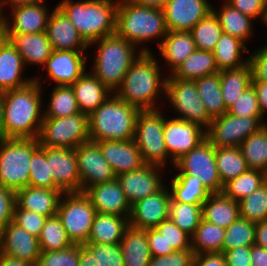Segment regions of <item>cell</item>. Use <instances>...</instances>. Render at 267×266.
<instances>
[{"instance_id": "24", "label": "cell", "mask_w": 267, "mask_h": 266, "mask_svg": "<svg viewBox=\"0 0 267 266\" xmlns=\"http://www.w3.org/2000/svg\"><path fill=\"white\" fill-rule=\"evenodd\" d=\"M102 154L116 176L141 168L145 163L134 140L99 141Z\"/></svg>"}, {"instance_id": "39", "label": "cell", "mask_w": 267, "mask_h": 266, "mask_svg": "<svg viewBox=\"0 0 267 266\" xmlns=\"http://www.w3.org/2000/svg\"><path fill=\"white\" fill-rule=\"evenodd\" d=\"M242 51H248L243 41L222 33L213 50L218 69L239 68L247 64L248 59L245 62H241Z\"/></svg>"}, {"instance_id": "6", "label": "cell", "mask_w": 267, "mask_h": 266, "mask_svg": "<svg viewBox=\"0 0 267 266\" xmlns=\"http://www.w3.org/2000/svg\"><path fill=\"white\" fill-rule=\"evenodd\" d=\"M96 42H98L99 48L97 49L93 75L111 92H117L125 74L135 60L142 53H150L149 48H144L139 51L136 57L134 45L116 34L103 37L91 44Z\"/></svg>"}, {"instance_id": "49", "label": "cell", "mask_w": 267, "mask_h": 266, "mask_svg": "<svg viewBox=\"0 0 267 266\" xmlns=\"http://www.w3.org/2000/svg\"><path fill=\"white\" fill-rule=\"evenodd\" d=\"M29 186L59 189L52 178V174H50L49 162H47V147L39 145L32 152Z\"/></svg>"}, {"instance_id": "14", "label": "cell", "mask_w": 267, "mask_h": 266, "mask_svg": "<svg viewBox=\"0 0 267 266\" xmlns=\"http://www.w3.org/2000/svg\"><path fill=\"white\" fill-rule=\"evenodd\" d=\"M81 179V192L89 187L116 179L112 167L104 158L97 142L87 141L75 148Z\"/></svg>"}, {"instance_id": "5", "label": "cell", "mask_w": 267, "mask_h": 266, "mask_svg": "<svg viewBox=\"0 0 267 266\" xmlns=\"http://www.w3.org/2000/svg\"><path fill=\"white\" fill-rule=\"evenodd\" d=\"M168 33L163 9L142 6L130 0L118 2L115 34L134 46Z\"/></svg>"}, {"instance_id": "32", "label": "cell", "mask_w": 267, "mask_h": 266, "mask_svg": "<svg viewBox=\"0 0 267 266\" xmlns=\"http://www.w3.org/2000/svg\"><path fill=\"white\" fill-rule=\"evenodd\" d=\"M158 46L171 72L197 49L191 31H168Z\"/></svg>"}, {"instance_id": "50", "label": "cell", "mask_w": 267, "mask_h": 266, "mask_svg": "<svg viewBox=\"0 0 267 266\" xmlns=\"http://www.w3.org/2000/svg\"><path fill=\"white\" fill-rule=\"evenodd\" d=\"M255 242V223L239 218L225 229L222 253L241 246H252Z\"/></svg>"}, {"instance_id": "26", "label": "cell", "mask_w": 267, "mask_h": 266, "mask_svg": "<svg viewBox=\"0 0 267 266\" xmlns=\"http://www.w3.org/2000/svg\"><path fill=\"white\" fill-rule=\"evenodd\" d=\"M64 193L60 189L27 186L16 192V204L27 211L48 217L57 215L58 205Z\"/></svg>"}, {"instance_id": "44", "label": "cell", "mask_w": 267, "mask_h": 266, "mask_svg": "<svg viewBox=\"0 0 267 266\" xmlns=\"http://www.w3.org/2000/svg\"><path fill=\"white\" fill-rule=\"evenodd\" d=\"M38 240L41 252L63 250L74 245L57 215L46 219Z\"/></svg>"}, {"instance_id": "67", "label": "cell", "mask_w": 267, "mask_h": 266, "mask_svg": "<svg viewBox=\"0 0 267 266\" xmlns=\"http://www.w3.org/2000/svg\"><path fill=\"white\" fill-rule=\"evenodd\" d=\"M0 266H36V264L0 253Z\"/></svg>"}, {"instance_id": "47", "label": "cell", "mask_w": 267, "mask_h": 266, "mask_svg": "<svg viewBox=\"0 0 267 266\" xmlns=\"http://www.w3.org/2000/svg\"><path fill=\"white\" fill-rule=\"evenodd\" d=\"M80 113L71 85H57L52 91L44 118H59Z\"/></svg>"}, {"instance_id": "15", "label": "cell", "mask_w": 267, "mask_h": 266, "mask_svg": "<svg viewBox=\"0 0 267 266\" xmlns=\"http://www.w3.org/2000/svg\"><path fill=\"white\" fill-rule=\"evenodd\" d=\"M163 138L168 156L172 155L173 164L191 149L196 148L206 139L205 130L196 123L181 119L165 118Z\"/></svg>"}, {"instance_id": "74", "label": "cell", "mask_w": 267, "mask_h": 266, "mask_svg": "<svg viewBox=\"0 0 267 266\" xmlns=\"http://www.w3.org/2000/svg\"><path fill=\"white\" fill-rule=\"evenodd\" d=\"M264 22L267 24V8H266V14H265Z\"/></svg>"}, {"instance_id": "51", "label": "cell", "mask_w": 267, "mask_h": 266, "mask_svg": "<svg viewBox=\"0 0 267 266\" xmlns=\"http://www.w3.org/2000/svg\"><path fill=\"white\" fill-rule=\"evenodd\" d=\"M167 242V255L174 251H183L191 249V240L183 230H181L170 218L162 221L155 228Z\"/></svg>"}, {"instance_id": "48", "label": "cell", "mask_w": 267, "mask_h": 266, "mask_svg": "<svg viewBox=\"0 0 267 266\" xmlns=\"http://www.w3.org/2000/svg\"><path fill=\"white\" fill-rule=\"evenodd\" d=\"M238 204L240 218L253 223L267 220V180Z\"/></svg>"}, {"instance_id": "66", "label": "cell", "mask_w": 267, "mask_h": 266, "mask_svg": "<svg viewBox=\"0 0 267 266\" xmlns=\"http://www.w3.org/2000/svg\"><path fill=\"white\" fill-rule=\"evenodd\" d=\"M254 245L267 249V220L255 223Z\"/></svg>"}, {"instance_id": "17", "label": "cell", "mask_w": 267, "mask_h": 266, "mask_svg": "<svg viewBox=\"0 0 267 266\" xmlns=\"http://www.w3.org/2000/svg\"><path fill=\"white\" fill-rule=\"evenodd\" d=\"M47 162L56 186L63 193L81 192L75 149L47 147Z\"/></svg>"}, {"instance_id": "4", "label": "cell", "mask_w": 267, "mask_h": 266, "mask_svg": "<svg viewBox=\"0 0 267 266\" xmlns=\"http://www.w3.org/2000/svg\"><path fill=\"white\" fill-rule=\"evenodd\" d=\"M139 109L116 94L89 115V135L94 142L132 140Z\"/></svg>"}, {"instance_id": "52", "label": "cell", "mask_w": 267, "mask_h": 266, "mask_svg": "<svg viewBox=\"0 0 267 266\" xmlns=\"http://www.w3.org/2000/svg\"><path fill=\"white\" fill-rule=\"evenodd\" d=\"M36 266H79V245L63 250L41 252Z\"/></svg>"}, {"instance_id": "57", "label": "cell", "mask_w": 267, "mask_h": 266, "mask_svg": "<svg viewBox=\"0 0 267 266\" xmlns=\"http://www.w3.org/2000/svg\"><path fill=\"white\" fill-rule=\"evenodd\" d=\"M16 204V192L0 186V232L13 221L14 207Z\"/></svg>"}, {"instance_id": "53", "label": "cell", "mask_w": 267, "mask_h": 266, "mask_svg": "<svg viewBox=\"0 0 267 266\" xmlns=\"http://www.w3.org/2000/svg\"><path fill=\"white\" fill-rule=\"evenodd\" d=\"M228 112L237 117H262L256 91L252 84L244 90Z\"/></svg>"}, {"instance_id": "35", "label": "cell", "mask_w": 267, "mask_h": 266, "mask_svg": "<svg viewBox=\"0 0 267 266\" xmlns=\"http://www.w3.org/2000/svg\"><path fill=\"white\" fill-rule=\"evenodd\" d=\"M251 82L252 70L249 62L239 68L220 70L221 92L227 110L234 105Z\"/></svg>"}, {"instance_id": "69", "label": "cell", "mask_w": 267, "mask_h": 266, "mask_svg": "<svg viewBox=\"0 0 267 266\" xmlns=\"http://www.w3.org/2000/svg\"><path fill=\"white\" fill-rule=\"evenodd\" d=\"M5 1L10 2L8 4H11L10 6L12 8L18 7V6H24V5H28V4H33V3H37L39 1H43V0H0V12L2 14V4H5Z\"/></svg>"}, {"instance_id": "8", "label": "cell", "mask_w": 267, "mask_h": 266, "mask_svg": "<svg viewBox=\"0 0 267 266\" xmlns=\"http://www.w3.org/2000/svg\"><path fill=\"white\" fill-rule=\"evenodd\" d=\"M37 140L43 147L75 149L90 140L89 115L43 118Z\"/></svg>"}, {"instance_id": "10", "label": "cell", "mask_w": 267, "mask_h": 266, "mask_svg": "<svg viewBox=\"0 0 267 266\" xmlns=\"http://www.w3.org/2000/svg\"><path fill=\"white\" fill-rule=\"evenodd\" d=\"M60 199L57 216L61 219L69 239L73 244L84 245L97 213L91 200L84 192L64 193ZM68 196V198H67ZM63 200V201H62Z\"/></svg>"}, {"instance_id": "22", "label": "cell", "mask_w": 267, "mask_h": 266, "mask_svg": "<svg viewBox=\"0 0 267 266\" xmlns=\"http://www.w3.org/2000/svg\"><path fill=\"white\" fill-rule=\"evenodd\" d=\"M46 34L55 51H84L89 46L58 7L49 16Z\"/></svg>"}, {"instance_id": "72", "label": "cell", "mask_w": 267, "mask_h": 266, "mask_svg": "<svg viewBox=\"0 0 267 266\" xmlns=\"http://www.w3.org/2000/svg\"><path fill=\"white\" fill-rule=\"evenodd\" d=\"M6 89H4L1 85H0V99H4L5 98V94H6Z\"/></svg>"}, {"instance_id": "38", "label": "cell", "mask_w": 267, "mask_h": 266, "mask_svg": "<svg viewBox=\"0 0 267 266\" xmlns=\"http://www.w3.org/2000/svg\"><path fill=\"white\" fill-rule=\"evenodd\" d=\"M225 228L212 224L203 218L191 239V249L195 254L221 253Z\"/></svg>"}, {"instance_id": "7", "label": "cell", "mask_w": 267, "mask_h": 266, "mask_svg": "<svg viewBox=\"0 0 267 266\" xmlns=\"http://www.w3.org/2000/svg\"><path fill=\"white\" fill-rule=\"evenodd\" d=\"M38 146L37 138L0 140V186L14 192L29 186L32 152Z\"/></svg>"}, {"instance_id": "63", "label": "cell", "mask_w": 267, "mask_h": 266, "mask_svg": "<svg viewBox=\"0 0 267 266\" xmlns=\"http://www.w3.org/2000/svg\"><path fill=\"white\" fill-rule=\"evenodd\" d=\"M259 102V107L262 112V117L267 111V82L263 81H252Z\"/></svg>"}, {"instance_id": "68", "label": "cell", "mask_w": 267, "mask_h": 266, "mask_svg": "<svg viewBox=\"0 0 267 266\" xmlns=\"http://www.w3.org/2000/svg\"><path fill=\"white\" fill-rule=\"evenodd\" d=\"M135 4L162 9L168 0H130Z\"/></svg>"}, {"instance_id": "40", "label": "cell", "mask_w": 267, "mask_h": 266, "mask_svg": "<svg viewBox=\"0 0 267 266\" xmlns=\"http://www.w3.org/2000/svg\"><path fill=\"white\" fill-rule=\"evenodd\" d=\"M239 148L249 169L267 173V124L248 136Z\"/></svg>"}, {"instance_id": "54", "label": "cell", "mask_w": 267, "mask_h": 266, "mask_svg": "<svg viewBox=\"0 0 267 266\" xmlns=\"http://www.w3.org/2000/svg\"><path fill=\"white\" fill-rule=\"evenodd\" d=\"M94 256H97L103 266H124L121 247L118 244H98L87 242L84 244Z\"/></svg>"}, {"instance_id": "2", "label": "cell", "mask_w": 267, "mask_h": 266, "mask_svg": "<svg viewBox=\"0 0 267 266\" xmlns=\"http://www.w3.org/2000/svg\"><path fill=\"white\" fill-rule=\"evenodd\" d=\"M117 6L112 0H63L57 5L88 45L115 34Z\"/></svg>"}, {"instance_id": "59", "label": "cell", "mask_w": 267, "mask_h": 266, "mask_svg": "<svg viewBox=\"0 0 267 266\" xmlns=\"http://www.w3.org/2000/svg\"><path fill=\"white\" fill-rule=\"evenodd\" d=\"M252 70V81L267 82V46H264L248 58Z\"/></svg>"}, {"instance_id": "28", "label": "cell", "mask_w": 267, "mask_h": 266, "mask_svg": "<svg viewBox=\"0 0 267 266\" xmlns=\"http://www.w3.org/2000/svg\"><path fill=\"white\" fill-rule=\"evenodd\" d=\"M7 37L21 54L24 64H41L44 66L53 51L46 32L7 34Z\"/></svg>"}, {"instance_id": "34", "label": "cell", "mask_w": 267, "mask_h": 266, "mask_svg": "<svg viewBox=\"0 0 267 266\" xmlns=\"http://www.w3.org/2000/svg\"><path fill=\"white\" fill-rule=\"evenodd\" d=\"M218 72L220 70L217 67L213 52L196 49L168 78L194 81Z\"/></svg>"}, {"instance_id": "21", "label": "cell", "mask_w": 267, "mask_h": 266, "mask_svg": "<svg viewBox=\"0 0 267 266\" xmlns=\"http://www.w3.org/2000/svg\"><path fill=\"white\" fill-rule=\"evenodd\" d=\"M97 213L129 217L131 205L117 179L89 187L84 192ZM122 215V216H121Z\"/></svg>"}, {"instance_id": "25", "label": "cell", "mask_w": 267, "mask_h": 266, "mask_svg": "<svg viewBox=\"0 0 267 266\" xmlns=\"http://www.w3.org/2000/svg\"><path fill=\"white\" fill-rule=\"evenodd\" d=\"M18 6L13 9V24H9L3 16V24L7 34H32L46 32L49 16L42 2ZM43 4V6H42Z\"/></svg>"}, {"instance_id": "9", "label": "cell", "mask_w": 267, "mask_h": 266, "mask_svg": "<svg viewBox=\"0 0 267 266\" xmlns=\"http://www.w3.org/2000/svg\"><path fill=\"white\" fill-rule=\"evenodd\" d=\"M165 118L156 109L140 110L136 119L134 142L145 164L164 166L168 157L163 138ZM166 159V160H165Z\"/></svg>"}, {"instance_id": "70", "label": "cell", "mask_w": 267, "mask_h": 266, "mask_svg": "<svg viewBox=\"0 0 267 266\" xmlns=\"http://www.w3.org/2000/svg\"><path fill=\"white\" fill-rule=\"evenodd\" d=\"M3 100L0 99V140L5 139L4 121H3Z\"/></svg>"}, {"instance_id": "23", "label": "cell", "mask_w": 267, "mask_h": 266, "mask_svg": "<svg viewBox=\"0 0 267 266\" xmlns=\"http://www.w3.org/2000/svg\"><path fill=\"white\" fill-rule=\"evenodd\" d=\"M83 51H55L46 60L49 77L57 85H72L85 72Z\"/></svg>"}, {"instance_id": "16", "label": "cell", "mask_w": 267, "mask_h": 266, "mask_svg": "<svg viewBox=\"0 0 267 266\" xmlns=\"http://www.w3.org/2000/svg\"><path fill=\"white\" fill-rule=\"evenodd\" d=\"M171 193L165 186L158 192L148 195L131 205L129 225L138 229H155L169 218Z\"/></svg>"}, {"instance_id": "58", "label": "cell", "mask_w": 267, "mask_h": 266, "mask_svg": "<svg viewBox=\"0 0 267 266\" xmlns=\"http://www.w3.org/2000/svg\"><path fill=\"white\" fill-rule=\"evenodd\" d=\"M227 3L252 19L265 18L267 0H228Z\"/></svg>"}, {"instance_id": "18", "label": "cell", "mask_w": 267, "mask_h": 266, "mask_svg": "<svg viewBox=\"0 0 267 266\" xmlns=\"http://www.w3.org/2000/svg\"><path fill=\"white\" fill-rule=\"evenodd\" d=\"M162 9L168 31H191L213 8L207 0H168Z\"/></svg>"}, {"instance_id": "41", "label": "cell", "mask_w": 267, "mask_h": 266, "mask_svg": "<svg viewBox=\"0 0 267 266\" xmlns=\"http://www.w3.org/2000/svg\"><path fill=\"white\" fill-rule=\"evenodd\" d=\"M215 159L223 185L249 169L239 147L215 148Z\"/></svg>"}, {"instance_id": "30", "label": "cell", "mask_w": 267, "mask_h": 266, "mask_svg": "<svg viewBox=\"0 0 267 266\" xmlns=\"http://www.w3.org/2000/svg\"><path fill=\"white\" fill-rule=\"evenodd\" d=\"M204 220L222 228L229 227L240 218L239 204L221 193H211L202 204Z\"/></svg>"}, {"instance_id": "27", "label": "cell", "mask_w": 267, "mask_h": 266, "mask_svg": "<svg viewBox=\"0 0 267 266\" xmlns=\"http://www.w3.org/2000/svg\"><path fill=\"white\" fill-rule=\"evenodd\" d=\"M81 113L90 115L103 104L111 91L92 73H83L71 85Z\"/></svg>"}, {"instance_id": "71", "label": "cell", "mask_w": 267, "mask_h": 266, "mask_svg": "<svg viewBox=\"0 0 267 266\" xmlns=\"http://www.w3.org/2000/svg\"><path fill=\"white\" fill-rule=\"evenodd\" d=\"M8 40V37H7V31H6V28L4 26V24L2 23L0 25V49L1 47L3 46V44Z\"/></svg>"}, {"instance_id": "33", "label": "cell", "mask_w": 267, "mask_h": 266, "mask_svg": "<svg viewBox=\"0 0 267 266\" xmlns=\"http://www.w3.org/2000/svg\"><path fill=\"white\" fill-rule=\"evenodd\" d=\"M129 226V217L96 213L88 242L118 244Z\"/></svg>"}, {"instance_id": "42", "label": "cell", "mask_w": 267, "mask_h": 266, "mask_svg": "<svg viewBox=\"0 0 267 266\" xmlns=\"http://www.w3.org/2000/svg\"><path fill=\"white\" fill-rule=\"evenodd\" d=\"M212 11L218 17L223 33L239 38L244 43L253 33L251 31L252 18L244 15L228 3L221 8L219 13L214 9Z\"/></svg>"}, {"instance_id": "19", "label": "cell", "mask_w": 267, "mask_h": 266, "mask_svg": "<svg viewBox=\"0 0 267 266\" xmlns=\"http://www.w3.org/2000/svg\"><path fill=\"white\" fill-rule=\"evenodd\" d=\"M0 253L37 264L41 249L37 237L11 221L0 232Z\"/></svg>"}, {"instance_id": "60", "label": "cell", "mask_w": 267, "mask_h": 266, "mask_svg": "<svg viewBox=\"0 0 267 266\" xmlns=\"http://www.w3.org/2000/svg\"><path fill=\"white\" fill-rule=\"evenodd\" d=\"M227 266H251V246L236 247L224 252Z\"/></svg>"}, {"instance_id": "37", "label": "cell", "mask_w": 267, "mask_h": 266, "mask_svg": "<svg viewBox=\"0 0 267 266\" xmlns=\"http://www.w3.org/2000/svg\"><path fill=\"white\" fill-rule=\"evenodd\" d=\"M170 193L176 202L198 205H202L211 194L199 177L191 175H176Z\"/></svg>"}, {"instance_id": "12", "label": "cell", "mask_w": 267, "mask_h": 266, "mask_svg": "<svg viewBox=\"0 0 267 266\" xmlns=\"http://www.w3.org/2000/svg\"><path fill=\"white\" fill-rule=\"evenodd\" d=\"M174 166L181 171L177 175L199 177L211 193L222 192L224 185L217 170L215 147L207 139L183 155Z\"/></svg>"}, {"instance_id": "31", "label": "cell", "mask_w": 267, "mask_h": 266, "mask_svg": "<svg viewBox=\"0 0 267 266\" xmlns=\"http://www.w3.org/2000/svg\"><path fill=\"white\" fill-rule=\"evenodd\" d=\"M119 245L123 255L124 266H148L152 255L147 240V230L129 225Z\"/></svg>"}, {"instance_id": "46", "label": "cell", "mask_w": 267, "mask_h": 266, "mask_svg": "<svg viewBox=\"0 0 267 266\" xmlns=\"http://www.w3.org/2000/svg\"><path fill=\"white\" fill-rule=\"evenodd\" d=\"M198 50L212 51L223 33L218 17L212 11L191 30Z\"/></svg>"}, {"instance_id": "64", "label": "cell", "mask_w": 267, "mask_h": 266, "mask_svg": "<svg viewBox=\"0 0 267 266\" xmlns=\"http://www.w3.org/2000/svg\"><path fill=\"white\" fill-rule=\"evenodd\" d=\"M79 266H103L97 256L85 246L79 245Z\"/></svg>"}, {"instance_id": "36", "label": "cell", "mask_w": 267, "mask_h": 266, "mask_svg": "<svg viewBox=\"0 0 267 266\" xmlns=\"http://www.w3.org/2000/svg\"><path fill=\"white\" fill-rule=\"evenodd\" d=\"M206 112L211 119L228 112L221 92L220 72L194 80Z\"/></svg>"}, {"instance_id": "3", "label": "cell", "mask_w": 267, "mask_h": 266, "mask_svg": "<svg viewBox=\"0 0 267 266\" xmlns=\"http://www.w3.org/2000/svg\"><path fill=\"white\" fill-rule=\"evenodd\" d=\"M151 53H142L135 60L115 93L121 100L139 110L156 109L153 106L156 95H159V90L165 92L166 78L161 81L159 65Z\"/></svg>"}, {"instance_id": "56", "label": "cell", "mask_w": 267, "mask_h": 266, "mask_svg": "<svg viewBox=\"0 0 267 266\" xmlns=\"http://www.w3.org/2000/svg\"><path fill=\"white\" fill-rule=\"evenodd\" d=\"M194 257L192 249L174 251L164 256H152L148 266H194Z\"/></svg>"}, {"instance_id": "61", "label": "cell", "mask_w": 267, "mask_h": 266, "mask_svg": "<svg viewBox=\"0 0 267 266\" xmlns=\"http://www.w3.org/2000/svg\"><path fill=\"white\" fill-rule=\"evenodd\" d=\"M147 240L152 256L167 255V242L156 229H147Z\"/></svg>"}, {"instance_id": "65", "label": "cell", "mask_w": 267, "mask_h": 266, "mask_svg": "<svg viewBox=\"0 0 267 266\" xmlns=\"http://www.w3.org/2000/svg\"><path fill=\"white\" fill-rule=\"evenodd\" d=\"M251 266H267V249L251 246Z\"/></svg>"}, {"instance_id": "43", "label": "cell", "mask_w": 267, "mask_h": 266, "mask_svg": "<svg viewBox=\"0 0 267 266\" xmlns=\"http://www.w3.org/2000/svg\"><path fill=\"white\" fill-rule=\"evenodd\" d=\"M267 180L266 173L257 169H248L224 184L222 193L236 202L250 195Z\"/></svg>"}, {"instance_id": "45", "label": "cell", "mask_w": 267, "mask_h": 266, "mask_svg": "<svg viewBox=\"0 0 267 266\" xmlns=\"http://www.w3.org/2000/svg\"><path fill=\"white\" fill-rule=\"evenodd\" d=\"M169 218L192 237L203 218L202 205L176 202L171 198Z\"/></svg>"}, {"instance_id": "1", "label": "cell", "mask_w": 267, "mask_h": 266, "mask_svg": "<svg viewBox=\"0 0 267 266\" xmlns=\"http://www.w3.org/2000/svg\"><path fill=\"white\" fill-rule=\"evenodd\" d=\"M39 79L28 85L7 90L3 100L5 138H37L44 113L40 114L41 89Z\"/></svg>"}, {"instance_id": "13", "label": "cell", "mask_w": 267, "mask_h": 266, "mask_svg": "<svg viewBox=\"0 0 267 266\" xmlns=\"http://www.w3.org/2000/svg\"><path fill=\"white\" fill-rule=\"evenodd\" d=\"M165 94L175 110L182 115L177 119L209 127L212 119L199 97L195 81L166 77Z\"/></svg>"}, {"instance_id": "62", "label": "cell", "mask_w": 267, "mask_h": 266, "mask_svg": "<svg viewBox=\"0 0 267 266\" xmlns=\"http://www.w3.org/2000/svg\"><path fill=\"white\" fill-rule=\"evenodd\" d=\"M194 266H227L224 253L195 254Z\"/></svg>"}, {"instance_id": "73", "label": "cell", "mask_w": 267, "mask_h": 266, "mask_svg": "<svg viewBox=\"0 0 267 266\" xmlns=\"http://www.w3.org/2000/svg\"><path fill=\"white\" fill-rule=\"evenodd\" d=\"M3 14H1V12H0V25L3 23V16H2Z\"/></svg>"}, {"instance_id": "29", "label": "cell", "mask_w": 267, "mask_h": 266, "mask_svg": "<svg viewBox=\"0 0 267 266\" xmlns=\"http://www.w3.org/2000/svg\"><path fill=\"white\" fill-rule=\"evenodd\" d=\"M23 65L25 64L21 54L7 40L0 49V85L4 89L22 88L34 80L21 78Z\"/></svg>"}, {"instance_id": "20", "label": "cell", "mask_w": 267, "mask_h": 266, "mask_svg": "<svg viewBox=\"0 0 267 266\" xmlns=\"http://www.w3.org/2000/svg\"><path fill=\"white\" fill-rule=\"evenodd\" d=\"M156 165L145 164L137 170L116 177L130 205L160 191L164 186L156 172Z\"/></svg>"}, {"instance_id": "11", "label": "cell", "mask_w": 267, "mask_h": 266, "mask_svg": "<svg viewBox=\"0 0 267 266\" xmlns=\"http://www.w3.org/2000/svg\"><path fill=\"white\" fill-rule=\"evenodd\" d=\"M263 117H237L226 112L212 119L205 131L206 139L215 148L239 147L251 134L256 133L265 123Z\"/></svg>"}, {"instance_id": "55", "label": "cell", "mask_w": 267, "mask_h": 266, "mask_svg": "<svg viewBox=\"0 0 267 266\" xmlns=\"http://www.w3.org/2000/svg\"><path fill=\"white\" fill-rule=\"evenodd\" d=\"M46 219L47 217L44 215L24 210L15 204L13 222L37 238L41 233Z\"/></svg>"}]
</instances>
